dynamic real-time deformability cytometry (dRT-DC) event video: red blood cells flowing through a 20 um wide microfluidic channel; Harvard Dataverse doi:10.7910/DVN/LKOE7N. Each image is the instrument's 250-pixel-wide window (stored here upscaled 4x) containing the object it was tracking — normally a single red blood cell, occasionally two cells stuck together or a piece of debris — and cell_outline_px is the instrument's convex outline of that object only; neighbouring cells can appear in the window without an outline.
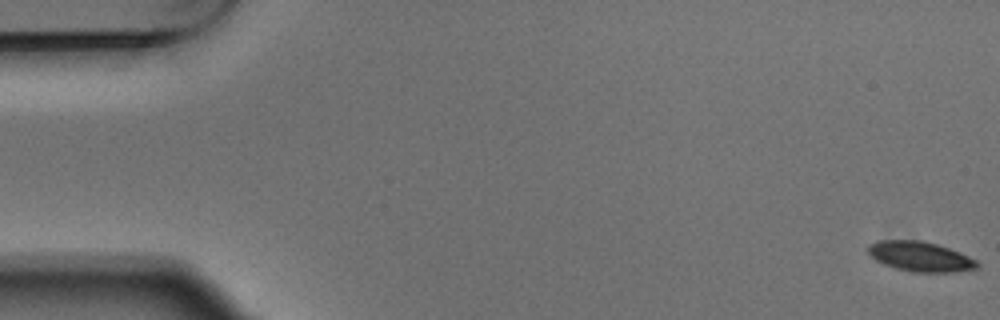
{"species": "Egyptian fruit bat (a non-hibernating species)", "species_latin": "Rousettus aegyptiacus", "temperature_condition": "warm", "stored_images_in_passage": 5, "camera_frame_rate_fps": 3000, "um_per_image_px": 0.085, "animal": {"sex": "male"}, "frame": {"image": 1, "passage_image": 1, "time_ms": 0.0, "image_size_px": [1000, 320], "cell_outline_px": [[980, 264], [976, 268], [952, 272], [912, 272], [896, 268], [884, 264], [876, 260], [868, 252], [868, 244], [876, 240], [920, 240], [936, 244], [960, 252], [976, 260]], "centroid_in_image_um": [78.2, 21.8], "position_along_channel_um": 6.8, "area_um2": 18.9}}
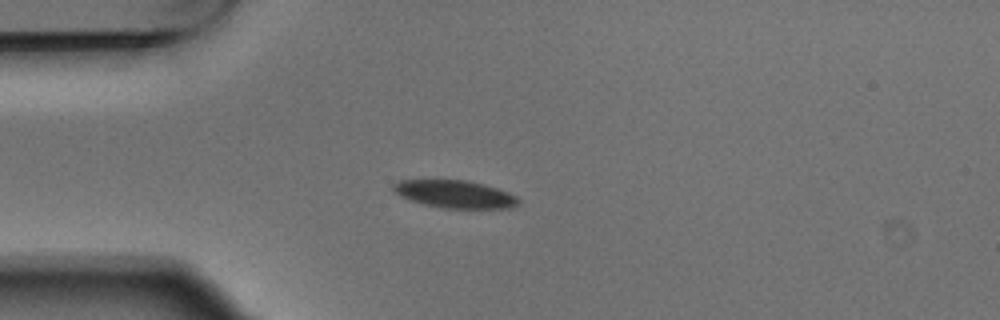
{"frame": {"image": 2, "passage_image": 5, "time_ms": 1.333, "image_size_px": [1000, 320], "cell_outline_px": [[520, 204], [512, 208], [444, 208], [424, 204], [408, 200], [400, 196], [392, 188], [392, 184], [400, 180], [468, 180], [484, 184], [508, 192], [516, 196], [520, 200]], "centroid_in_image_um": [38.68, 16.5], "position_along_channel_um": 46.3, "area_um2": 20.23}}